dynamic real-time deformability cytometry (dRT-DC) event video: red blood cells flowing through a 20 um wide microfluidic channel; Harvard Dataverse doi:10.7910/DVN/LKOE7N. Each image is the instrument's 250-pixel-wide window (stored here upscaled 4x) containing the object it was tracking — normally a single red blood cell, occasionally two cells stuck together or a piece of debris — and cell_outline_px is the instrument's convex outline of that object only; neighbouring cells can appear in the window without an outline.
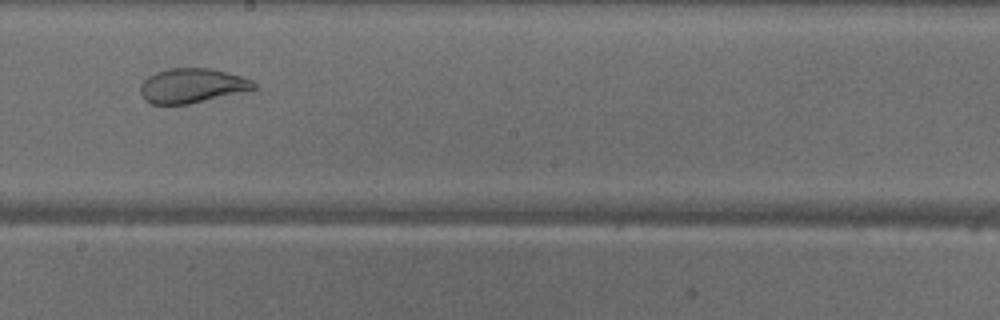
{"species": "common noctule bat (a hibernating species)", "species_latin": "Nyctalus noctula", "temperature_condition": "warm", "stored_images_in_passage": 30, "camera_frame_rate_fps": 3000, "um_per_image_px": 0.085, "animal": {"sex": "male", "body_mass_g": 18.8}, "frame": {"image": 1, "passage_image": 18, "time_ms": 5.667, "image_size_px": [1000, 320], "cell_outline_px": [[256, 88], [188, 104], [152, 104], [144, 100], [140, 92], [140, 84], [148, 76], [156, 72], [168, 68], [212, 68], [240, 76], [252, 80], [256, 84]], "centroid_in_image_um": [16.26, 7.27], "position_along_channel_um": 231.9, "area_um2": 22.6}}
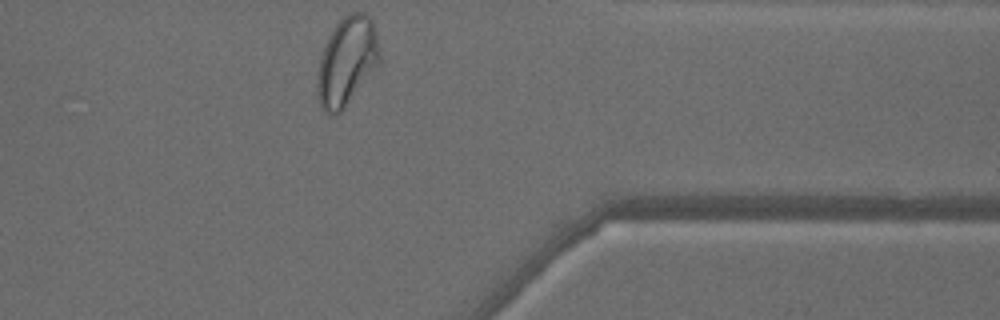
{"frame": {"image": 2, "passage_image": 30, "time_ms": 9.667, "image_size_px": [1000, 320], "cell_outline_px": [[380, 60], [344, 108], [340, 112], [328, 116], [324, 112], [316, 96], [316, 80], [320, 56], [336, 24], [348, 12], [364, 12], [368, 16], [376, 32], [380, 52]], "centroid_in_image_um": [29.44, 5.23], "position_along_channel_um": 382.0, "area_um2": 31.67}, "authors_computed_cell_mechanics": {"area_um2": 25.2297, "velocity_mm_per_s": 4.1107, "shape_relaxation_time_tau1_ms": null, "shape_relaxation_time_tau2_ms": 0.7812, "deformation_change_tau1": null, "deformation_change_tau2": 0.0637}}